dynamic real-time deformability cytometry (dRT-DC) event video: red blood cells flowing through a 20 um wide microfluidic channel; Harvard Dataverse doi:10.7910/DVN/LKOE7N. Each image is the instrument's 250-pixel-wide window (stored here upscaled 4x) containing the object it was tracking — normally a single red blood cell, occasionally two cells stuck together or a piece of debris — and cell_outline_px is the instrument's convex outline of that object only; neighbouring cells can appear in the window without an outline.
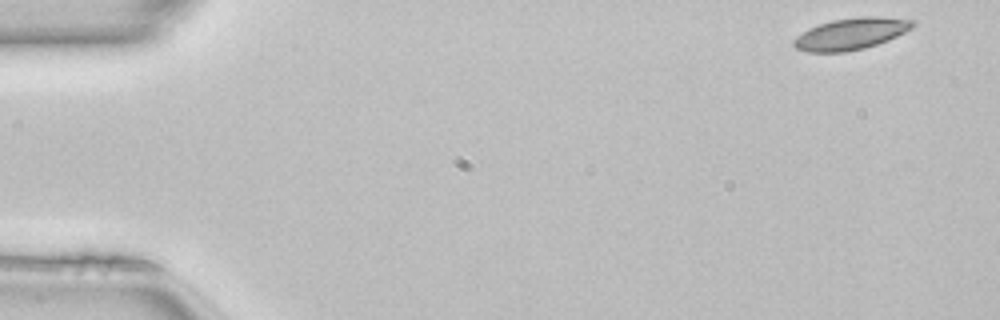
{"species": "common noctule bat (a hibernating species)", "species_latin": "Nyctalus noctula", "temperature_condition": "room temperature", "stored_images_in_passage": 48, "camera_frame_rate_fps": 3000, "um_per_image_px": 0.085, "animal": {"sex": "female", "body_mass_g": 22.7, "forearm_length_mm": 54.2}, "frame": {"image": 1, "passage_image": 1, "time_ms": 0.0, "image_size_px": [1000, 320], "cell_outline_px": [[916, 24], [912, 28], [888, 40], [864, 48], [844, 52], [808, 52], [796, 48], [792, 44], [792, 40], [796, 36], [808, 28], [832, 20], [860, 16], [880, 16], [916, 20]], "centroid_in_image_um": [72.33, 2.86], "position_along_channel_um": 12.7, "area_um2": 22.02}}
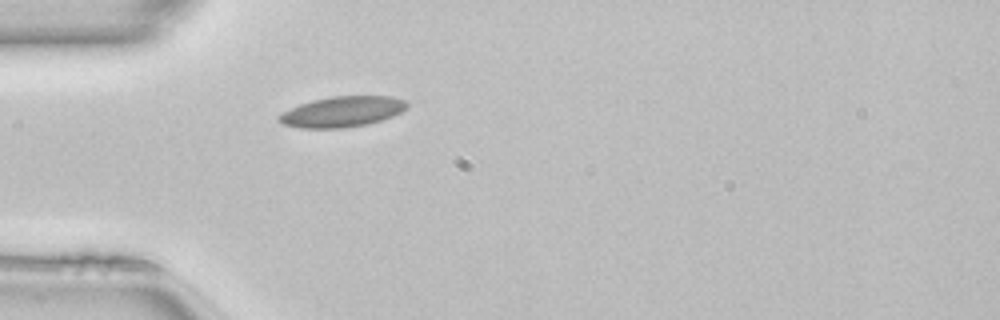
{"frame": {"image": 2, "passage_image": 13, "time_ms": 4.0, "image_size_px": [1000, 320], "cell_outline_px": [[408, 108], [392, 116], [368, 124], [344, 128], [300, 128], [284, 124], [276, 120], [276, 116], [280, 112], [300, 104], [312, 100], [332, 96], [392, 96], [404, 100], [408, 104]], "centroid_in_image_um": [29.05, 9.49], "position_along_channel_um": 56.0, "area_um2": 22.95}}
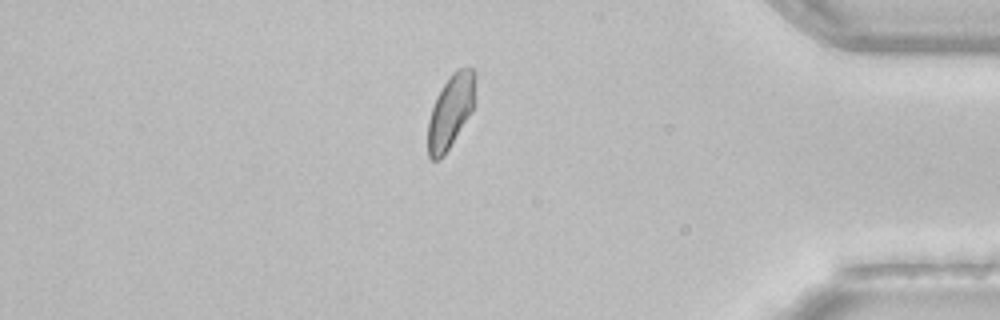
{"frame": {"image": 3, "passage_image": 41, "time_ms": 13.333, "image_size_px": [1000, 320], "cell_outline_px": [[476, 104], [472, 112], [444, 156], [440, 160], [432, 160], [428, 156], [428, 120], [436, 96], [452, 72], [456, 68], [472, 68]], "centroid_in_image_um": [38.3, 9.5], "position_along_channel_um": 396.9, "area_um2": 20.29}, "authors_computed_cell_mechanics": {"area_um2": 21.097, "velocity_mm_per_s": 4.081, "shape_relaxation_time_tau1_ms": null, "shape_relaxation_time_tau2_ms": 2.1857, "deformation_change_tau1": null, "deformation_change_tau2": 0.0681}}